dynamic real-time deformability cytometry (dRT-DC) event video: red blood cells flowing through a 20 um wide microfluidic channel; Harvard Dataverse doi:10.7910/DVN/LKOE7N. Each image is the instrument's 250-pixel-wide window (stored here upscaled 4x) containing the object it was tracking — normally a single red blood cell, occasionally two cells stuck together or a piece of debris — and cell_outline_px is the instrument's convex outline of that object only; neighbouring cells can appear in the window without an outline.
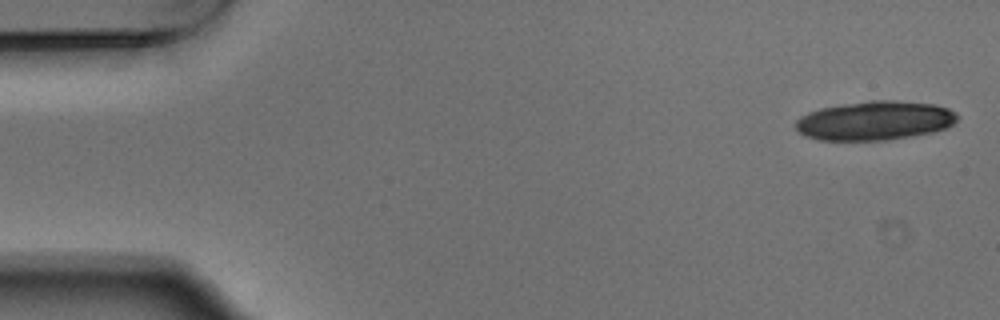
{"species": "Egyptian fruit bat (a non-hibernating species)", "species_latin": "Rousettus aegyptiacus", "temperature_condition": "warm", "stored_images_in_passage": 4, "camera_frame_rate_fps": 3000, "um_per_image_px": 0.085, "animal": {"sex": "male"}, "frame": {"image": 1, "passage_image": 1, "time_ms": 0.0, "image_size_px": [1000, 320], "cell_outline_px": [[960, 116], [952, 124], [944, 128], [932, 132], [888, 140], [820, 140], [804, 136], [796, 128], [796, 120], [800, 116], [808, 112], [820, 108], [844, 104], [872, 100], [896, 100], [936, 104], [948, 108], [956, 112]], "centroid_in_image_um": [74.36, 10.24], "position_along_channel_um": 10.6, "area_um2": 36.88}}